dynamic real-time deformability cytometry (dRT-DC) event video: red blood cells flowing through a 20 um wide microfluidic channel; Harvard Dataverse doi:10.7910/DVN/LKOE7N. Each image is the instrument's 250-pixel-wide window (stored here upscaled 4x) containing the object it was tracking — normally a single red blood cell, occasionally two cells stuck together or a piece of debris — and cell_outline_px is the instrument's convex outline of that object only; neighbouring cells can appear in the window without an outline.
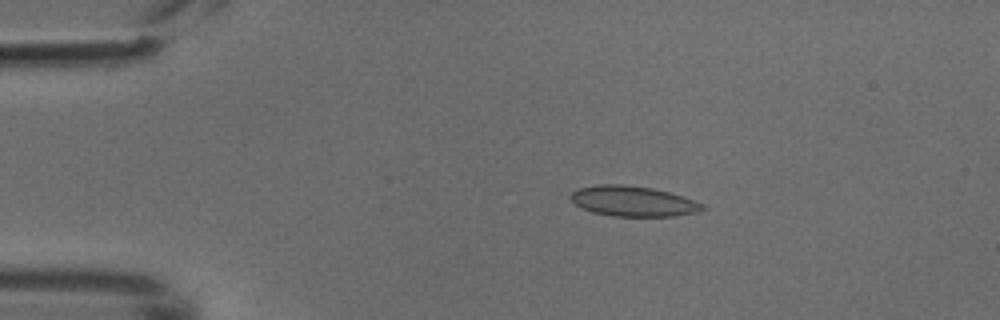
{"species": "common noctule bat (a hibernating species)", "species_latin": "Nyctalus noctula", "temperature_condition": "cold", "stored_images_in_passage": 6, "camera_frame_rate_fps": 3000, "um_per_image_px": 0.085, "animal": {"sex": "male", "body_mass_g": 18.8}, "frame": {"image": 1, "passage_image": 3, "time_ms": 0.667, "image_size_px": [1000, 320], "cell_outline_px": [[708, 208], [696, 212], [676, 216], [612, 216], [592, 212], [580, 208], [568, 196], [572, 192], [580, 188], [600, 184], [620, 184], [652, 188], [668, 192], [704, 204]], "centroid_in_image_um": [53.79, 17.11], "position_along_channel_um": 31.2, "area_um2": 23.18}}
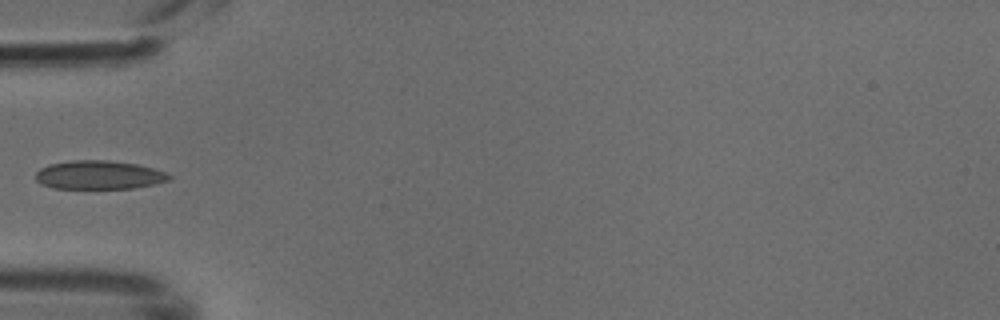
{"frame": {"image": 2, "passage_image": 5, "time_ms": 1.333, "image_size_px": [1000, 320], "cell_outline_px": [[172, 180], [156, 184], [132, 188], [52, 188], [40, 184], [36, 180], [36, 172], [40, 168], [48, 164], [72, 160], [108, 160], [136, 164], [168, 172], [172, 176]], "centroid_in_image_um": [8.43, 14.87], "position_along_channel_um": 76.6, "area_um2": 22.48}}
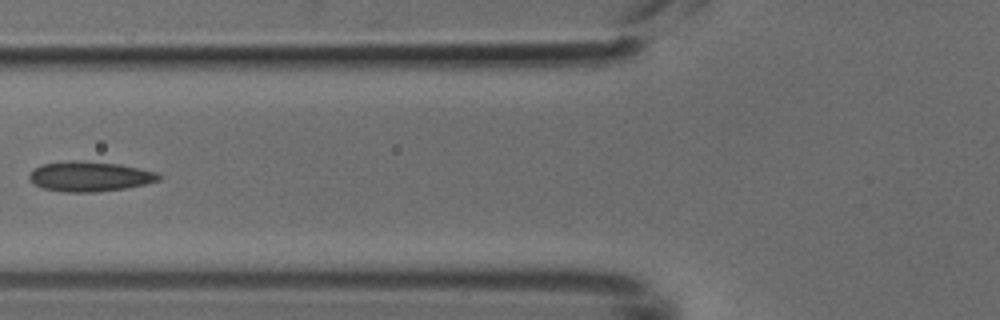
{"frame": {"image": 3, "passage_image": 6, "time_ms": 1.667, "image_size_px": [1000, 320], "cell_outline_px": [[160, 180], [144, 184], [124, 188], [96, 192], [60, 192], [44, 188], [28, 180], [28, 176], [36, 168], [44, 164], [72, 160], [76, 160], [120, 164], [156, 172], [160, 176]], "centroid_in_image_um": [7.61, 15.0], "position_along_channel_um": 118.2, "area_um2": 22.37}}